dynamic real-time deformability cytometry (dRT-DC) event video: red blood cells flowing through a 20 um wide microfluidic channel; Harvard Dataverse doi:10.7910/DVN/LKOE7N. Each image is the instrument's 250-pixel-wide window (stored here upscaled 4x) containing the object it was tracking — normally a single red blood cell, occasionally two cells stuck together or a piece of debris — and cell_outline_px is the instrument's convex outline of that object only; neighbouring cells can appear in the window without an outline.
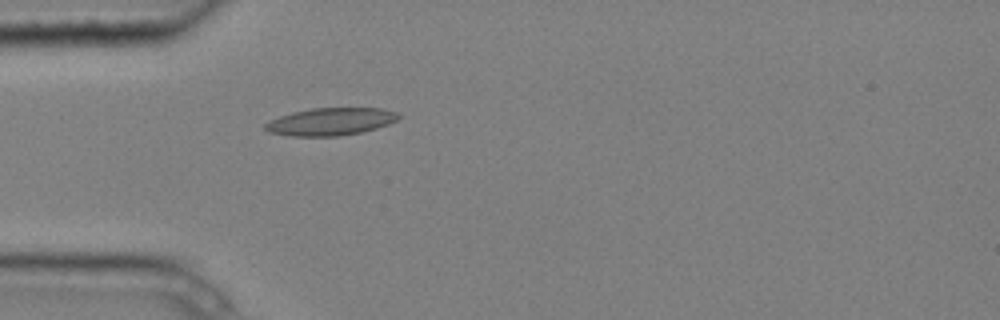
{"species": "common noctule bat (a hibernating species)", "species_latin": "Nyctalus noctula", "temperature_condition": "cold", "stored_images_in_passage": 1, "camera_frame_rate_fps": 3000, "um_per_image_px": 0.085, "animal": {"sex": "male", "body_mass_g": 20.4}, "frame": {"image": 1, "passage_image": 1, "time_ms": 0.0, "image_size_px": [1000, 320], "cell_outline_px": [[400, 116], [396, 120], [388, 124], [376, 128], [360, 132], [340, 136], [292, 136], [268, 132], [264, 128], [264, 124], [280, 116], [292, 112], [312, 108], [380, 108], [396, 112]], "centroid_in_image_um": [28.08, 10.34], "position_along_channel_um": 56.9, "area_um2": 21.21}}